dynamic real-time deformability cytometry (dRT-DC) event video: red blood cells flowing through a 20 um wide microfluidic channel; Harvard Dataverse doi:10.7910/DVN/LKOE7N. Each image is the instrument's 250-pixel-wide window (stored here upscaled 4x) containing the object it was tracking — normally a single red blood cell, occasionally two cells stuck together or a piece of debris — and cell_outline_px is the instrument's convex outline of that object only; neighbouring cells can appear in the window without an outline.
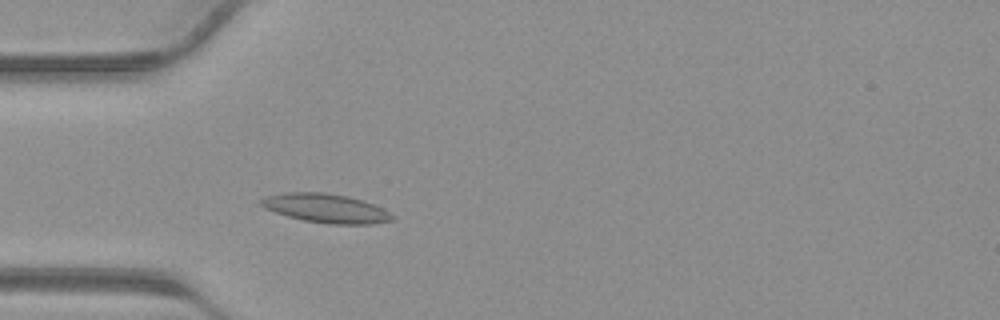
{"species": "common noctule bat (a hibernating species)", "species_latin": "Nyctalus noctula", "temperature_condition": "warm", "stored_images_in_passage": 37, "camera_frame_rate_fps": 3000, "um_per_image_px": 0.085, "animal": {"sex": "male", "body_mass_g": 23.1, "forearm_length_mm": 52.7}, "frame": {"image": 1, "passage_image": 9, "time_ms": 2.667, "image_size_px": [1000, 320], "cell_outline_px": [[392, 220], [372, 224], [332, 224], [304, 220], [288, 216], [264, 208], [256, 200], [268, 196], [284, 192], [324, 192], [348, 196], [372, 204], [388, 212], [392, 216]], "centroid_in_image_um": [27.63, 17.69], "position_along_channel_um": 57.4, "area_um2": 21.85}}
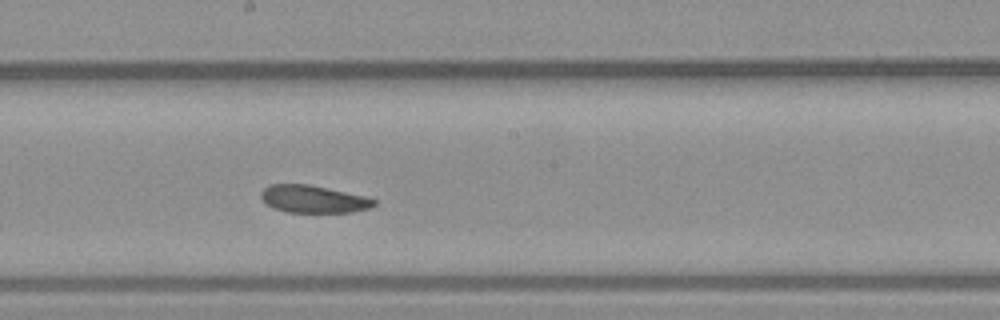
{"frame": {"image": 2, "passage_image": 19, "time_ms": 6.0, "image_size_px": [1000, 320], "cell_outline_px": [[376, 204], [368, 208], [352, 212], [288, 212], [272, 208], [260, 196], [260, 192], [268, 184], [308, 184], [364, 196], [376, 200]], "centroid_in_image_um": [26.6, 16.92], "position_along_channel_um": 221.6, "area_um2": 17.92}}
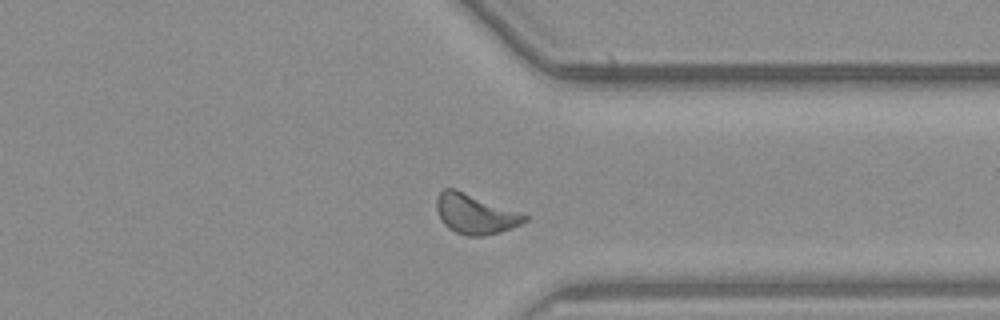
{"frame": {"image": 3, "passage_image": 28, "time_ms": 9.0, "image_size_px": [1000, 320], "cell_outline_px": [[528, 220], [512, 228], [500, 232], [484, 236], [468, 236], [456, 232], [448, 228], [444, 224], [436, 208], [436, 196], [444, 188], [456, 188], [528, 216]], "centroid_in_image_um": [40.36, 18.18], "position_along_channel_um": 371.0, "area_um2": 20.29}}